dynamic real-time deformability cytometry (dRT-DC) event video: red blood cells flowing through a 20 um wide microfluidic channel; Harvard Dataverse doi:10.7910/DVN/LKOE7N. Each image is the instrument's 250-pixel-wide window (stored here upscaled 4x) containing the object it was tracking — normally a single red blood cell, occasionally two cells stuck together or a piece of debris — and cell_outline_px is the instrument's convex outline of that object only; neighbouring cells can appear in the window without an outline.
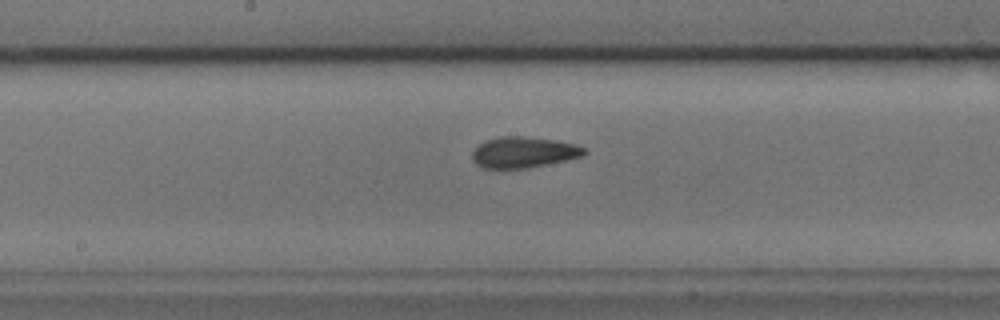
{"species": "common noctule bat (a hibernating species)", "species_latin": "Nyctalus noctula", "temperature_condition": "cold", "stored_images_in_passage": 37, "camera_frame_rate_fps": 3000, "um_per_image_px": 0.085, "animal": {"sex": "male", "body_mass_g": 17.9, "forearm_length_mm": 54.2}, "frame": {"image": 1, "passage_image": 17, "time_ms": 5.333, "image_size_px": [1000, 320], "cell_outline_px": [[588, 152], [584, 156], [568, 160], [528, 168], [484, 168], [476, 164], [472, 160], [472, 152], [480, 144], [488, 140], [500, 136], [520, 136], [552, 140], [576, 144], [584, 148]], "centroid_in_image_um": [44.53, 12.96], "position_along_channel_um": 203.7, "area_um2": 20.11}}
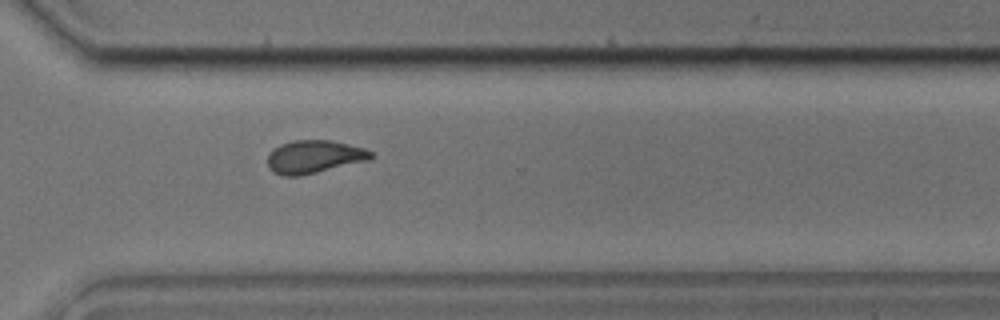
{"frame": {"image": 2, "passage_image": 28, "time_ms": 9.0, "image_size_px": [1000, 320], "cell_outline_px": [[376, 156], [368, 160], [300, 176], [284, 176], [272, 172], [268, 168], [268, 152], [272, 148], [280, 144], [292, 140], [332, 140], [364, 148], [372, 152]], "centroid_in_image_um": [26.67, 13.32], "position_along_channel_um": 343.9, "area_um2": 20.06}}
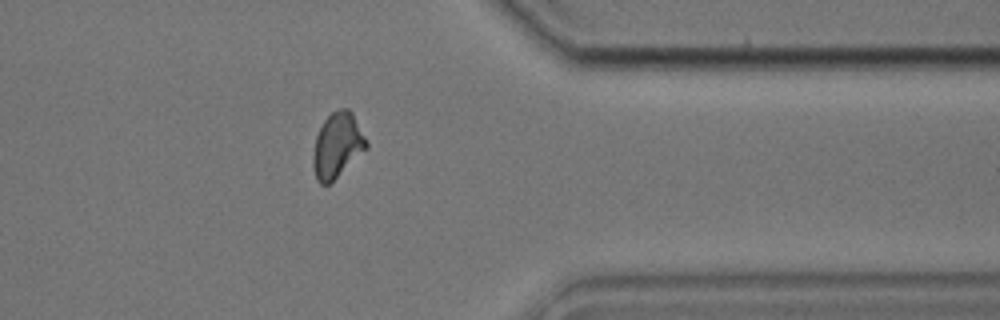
{"frame": {"image": 3, "passage_image": 32, "time_ms": 10.333, "image_size_px": [1000, 320], "cell_outline_px": [[368, 148], [328, 184], [320, 184], [316, 180], [312, 164], [312, 156], [316, 136], [324, 120], [332, 112], [340, 108], [348, 108], [352, 112], [368, 144]], "centroid_in_image_um": [28.65, 12.35], "position_along_channel_um": 382.8, "area_um2": 19.94}}